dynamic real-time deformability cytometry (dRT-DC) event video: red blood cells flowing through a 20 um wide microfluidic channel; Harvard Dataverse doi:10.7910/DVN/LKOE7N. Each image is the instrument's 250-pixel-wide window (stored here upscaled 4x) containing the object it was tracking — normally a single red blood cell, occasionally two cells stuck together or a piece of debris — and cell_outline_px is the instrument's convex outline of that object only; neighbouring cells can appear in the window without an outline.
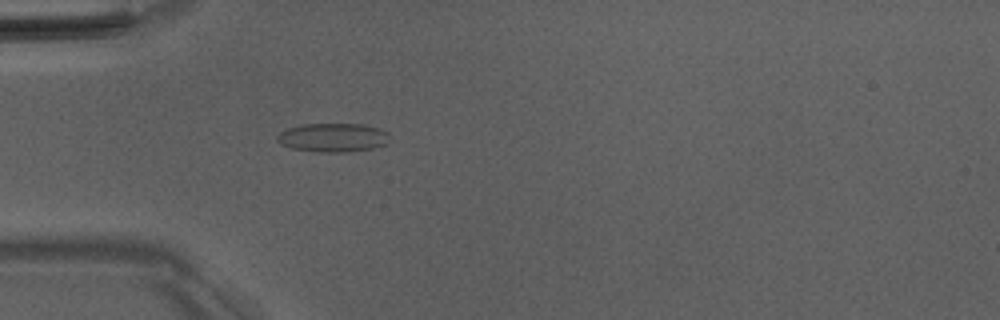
{"species": "Egyptian fruit bat (a non-hibernating species)", "species_latin": "Rousettus aegyptiacus", "temperature_condition": "room temperature", "stored_images_in_passage": 33, "camera_frame_rate_fps": 3000, "um_per_image_px": 0.085, "animal": {"sex": "male"}, "frame": {"image": 1, "passage_image": 1, "time_ms": 0.0, "image_size_px": [1000, 320], "cell_outline_px": [[388, 144], [372, 148], [348, 152], [320, 152], [292, 148], [276, 140], [276, 136], [280, 132], [288, 128], [300, 124], [364, 124], [380, 128], [388, 132]], "centroid_in_image_um": [28.33, 11.68], "position_along_channel_um": 56.7, "area_um2": 18.9}}
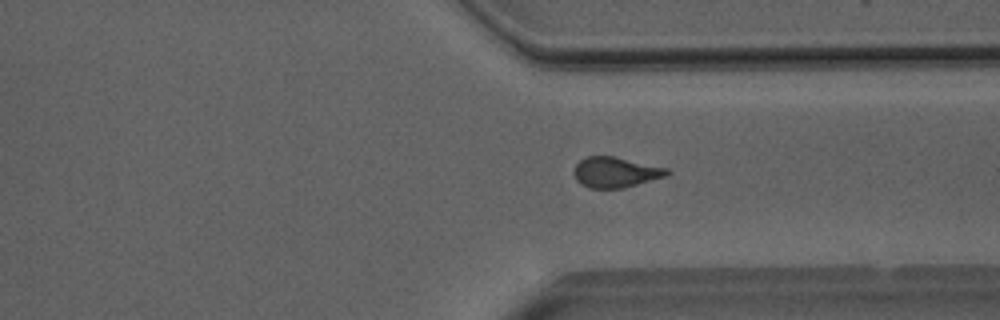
{"frame": {"image": 2, "passage_image": 24, "time_ms": 7.667, "image_size_px": [1000, 320], "cell_outline_px": [[672, 172], [668, 176], [624, 188], [588, 188], [580, 184], [576, 180], [572, 172], [576, 164], [580, 160], [588, 156], [612, 156], [668, 168]], "centroid_in_image_um": [52.32, 14.65], "position_along_channel_um": 359.1, "area_um2": 16.7}}
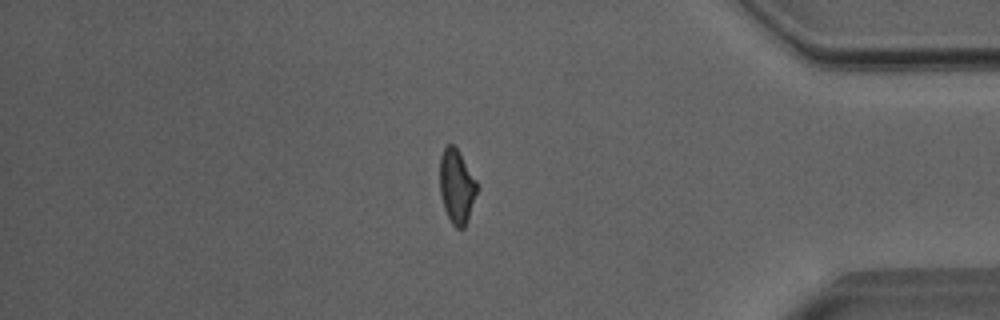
{"frame": {"image": 3, "passage_image": 29, "time_ms": 9.333, "image_size_px": [1000, 320], "cell_outline_px": [[476, 192], [468, 220], [464, 228], [456, 228], [452, 224], [444, 208], [440, 192], [440, 156], [444, 148], [448, 144], [452, 144], [460, 152], [476, 180]], "centroid_in_image_um": [38.8, 15.83], "position_along_channel_um": 396.4, "area_um2": 15.84}, "authors_computed_cell_mechanics": {"area_um2": 16.7042, "velocity_mm_per_s": 4.0293, "shape_relaxation_time_tau1_ms": null, "shape_relaxation_time_tau2_ms": 1.0985, "deformation_change_tau1": null, "deformation_change_tau2": 0.087}}